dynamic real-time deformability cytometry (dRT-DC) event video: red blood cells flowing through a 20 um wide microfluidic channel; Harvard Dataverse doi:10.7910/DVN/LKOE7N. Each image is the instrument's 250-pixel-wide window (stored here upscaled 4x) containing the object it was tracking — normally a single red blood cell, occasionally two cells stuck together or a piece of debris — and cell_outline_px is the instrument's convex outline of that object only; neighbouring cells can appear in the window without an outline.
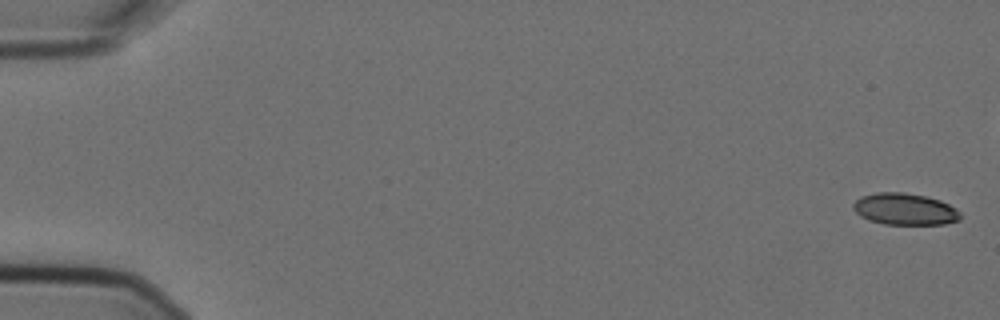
{"species": "Egyptian fruit bat (a non-hibernating species)", "species_latin": "Rousettus aegyptiacus", "temperature_condition": "cold", "stored_images_in_passage": 4, "camera_frame_rate_fps": 3000, "um_per_image_px": 0.085, "animal": {"sex": "female"}, "frame": {"image": 1, "passage_image": 1, "time_ms": 0.0, "image_size_px": [1000, 320], "cell_outline_px": [[960, 220], [944, 224], [884, 224], [868, 220], [860, 216], [852, 208], [852, 204], [860, 196], [876, 192], [904, 192], [924, 196], [940, 200], [956, 208], [960, 212]], "centroid_in_image_um": [76.88, 17.77], "position_along_channel_um": 8.1, "area_um2": 19.88}}